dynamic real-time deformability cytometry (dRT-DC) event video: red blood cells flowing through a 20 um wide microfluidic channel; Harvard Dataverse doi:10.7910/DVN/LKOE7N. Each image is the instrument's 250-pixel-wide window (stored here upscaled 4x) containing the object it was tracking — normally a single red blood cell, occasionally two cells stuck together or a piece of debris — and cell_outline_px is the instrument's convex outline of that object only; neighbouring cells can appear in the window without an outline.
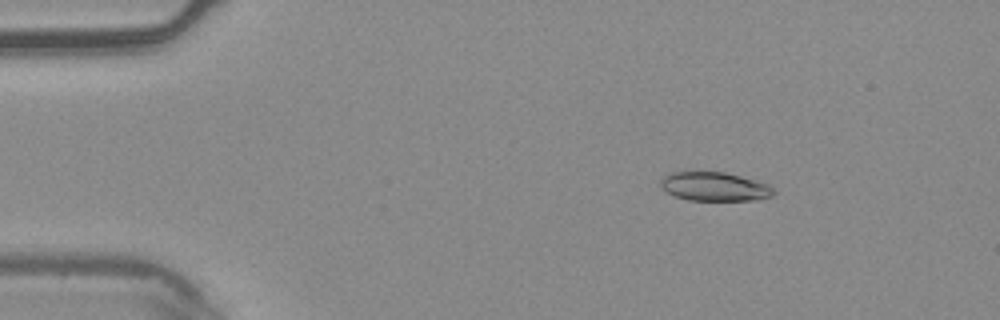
{"species": "common noctule bat (a hibernating species)", "species_latin": "Nyctalus noctula", "temperature_condition": "warm", "stored_images_in_passage": 5, "camera_frame_rate_fps": 3000, "um_per_image_px": 0.085, "animal": {"sex": "male", "body_mass_g": 20.4}, "frame": {"image": 1, "passage_image": 3, "time_ms": 0.667, "image_size_px": [1000, 320], "cell_outline_px": [[776, 192], [772, 196], [760, 200], [688, 200], [676, 196], [668, 192], [660, 184], [660, 180], [664, 176], [672, 172], [724, 172], [756, 180], [768, 184]], "centroid_in_image_um": [60.78, 15.86], "position_along_channel_um": 24.2, "area_um2": 18.9}}